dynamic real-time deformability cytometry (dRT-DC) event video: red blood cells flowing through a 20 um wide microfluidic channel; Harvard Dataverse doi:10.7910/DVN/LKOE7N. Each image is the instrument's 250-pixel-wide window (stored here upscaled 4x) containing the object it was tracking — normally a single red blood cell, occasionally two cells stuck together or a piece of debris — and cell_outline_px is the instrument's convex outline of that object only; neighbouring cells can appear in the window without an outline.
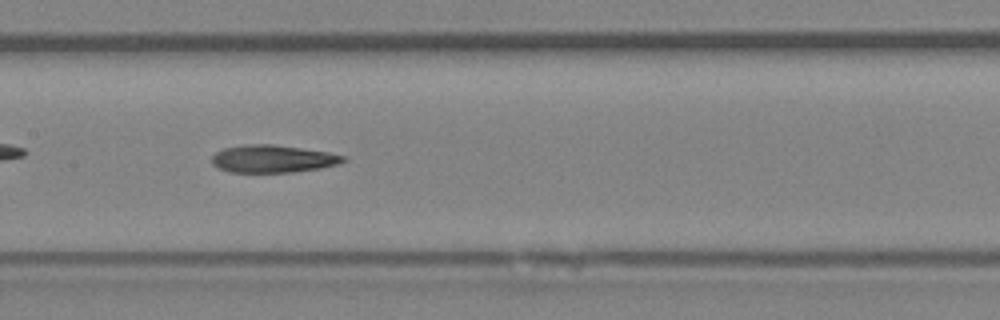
{"species": "Egyptian fruit bat (a non-hibernating species)", "species_latin": "Rousettus aegyptiacus", "temperature_condition": "room temperature", "stored_images_in_passage": 37, "camera_frame_rate_fps": 3000, "um_per_image_px": 0.085, "animal": {"sex": "female"}, "frame": {"image": 1, "passage_image": 11, "time_ms": 3.333, "image_size_px": [1000, 320], "cell_outline_px": [[348, 160], [340, 164], [320, 168], [292, 172], [228, 172], [216, 168], [212, 164], [212, 156], [216, 152], [224, 148], [244, 144], [272, 144], [328, 152], [348, 156]], "centroid_in_image_um": [23.2, 13.5], "position_along_channel_um": 184.2, "area_um2": 21.33}, "authors_computed_cell_mechanics": {"area_um2": 21.1548, "velocity_mm_per_s": 4.0252, "shape_relaxation_time_tau1_ms": null, "shape_relaxation_time_tau2_ms": 7.279, "deformation_change_tau1": null, "deformation_change_tau2": 0.2162}}